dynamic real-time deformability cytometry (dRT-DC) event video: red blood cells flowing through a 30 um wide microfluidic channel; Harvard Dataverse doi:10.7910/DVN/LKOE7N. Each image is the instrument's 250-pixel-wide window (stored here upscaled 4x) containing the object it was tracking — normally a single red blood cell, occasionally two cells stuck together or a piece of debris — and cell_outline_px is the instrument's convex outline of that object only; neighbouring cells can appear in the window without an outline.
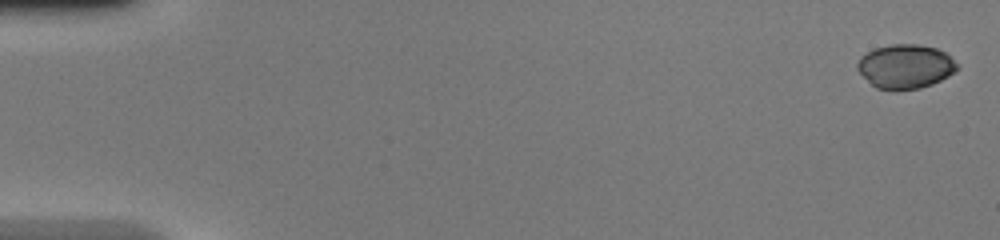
{"species": "common noctule bat (a hibernating species)", "species_latin": "Nyctalus noctula", "temperature_condition": "warm", "stored_images_in_passage": 49, "camera_frame_rate_fps": 3000, "um_per_image_px": 0.085, "animal": {"sex": "female", "body_mass_g": 20.0, "forearm_length_mm": 54.0}, "frame": {"image": 1, "passage_image": 1, "time_ms": 0.0, "image_size_px": [1000, 240], "cell_outline_px": [[960, 68], [948, 76], [932, 84], [920, 88], [896, 92], [876, 88], [856, 68], [856, 64], [860, 56], [876, 48], [892, 44], [920, 44], [936, 48], [944, 52]], "centroid_in_image_um": [76.94, 5.67], "position_along_channel_um": 8.1, "area_um2": 25.72}}
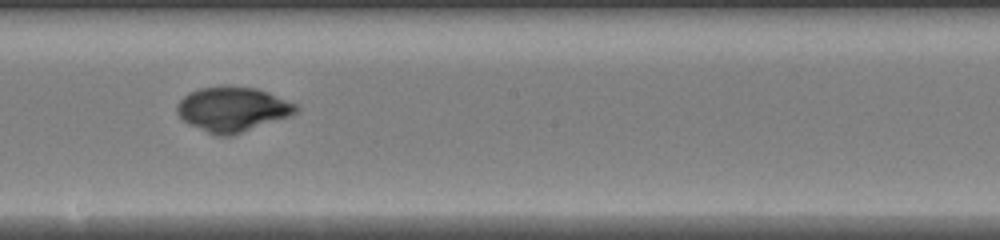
{"frame": {"image": 2, "passage_image": 28, "time_ms": 9.0, "image_size_px": [1000, 240], "cell_outline_px": [[300, 108], [292, 116], [232, 136], [216, 136], [188, 124], [176, 112], [176, 104], [184, 96], [200, 88], [228, 84], [256, 88], [268, 92], [296, 104]], "centroid_in_image_um": [19.78, 9.28], "position_along_channel_um": 228.4, "area_um2": 31.44}}
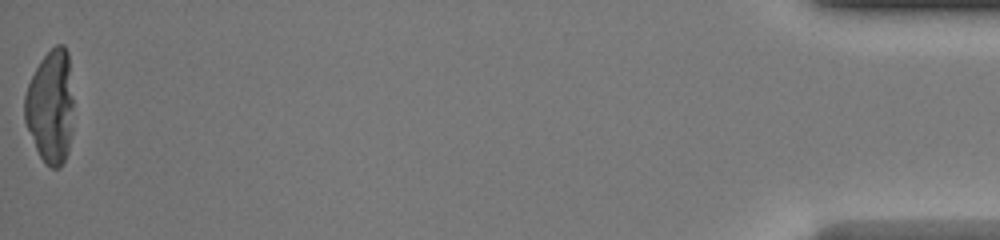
{"frame": {"image": 3, "passage_image": 49, "time_ms": 16.0, "image_size_px": [1000, 240], "cell_outline_px": [[72, 132], [68, 152], [60, 168], [52, 168], [40, 156], [36, 148], [24, 120], [24, 96], [28, 84], [40, 60], [56, 44], [64, 44], [68, 52], [72, 100]], "centroid_in_image_um": [4.3, 9.06], "position_along_channel_um": 430.9, "area_um2": 32.14}, "authors_computed_cell_mechanics": {"area_um2": 29.9404, "velocity_mm_per_s": 4.2536, "shape_relaxation_time_tau1_ms": 8.6606, "shape_relaxation_time_tau2_ms": null, "deformation_change_tau1": 0.3498, "deformation_change_tau2": null}}